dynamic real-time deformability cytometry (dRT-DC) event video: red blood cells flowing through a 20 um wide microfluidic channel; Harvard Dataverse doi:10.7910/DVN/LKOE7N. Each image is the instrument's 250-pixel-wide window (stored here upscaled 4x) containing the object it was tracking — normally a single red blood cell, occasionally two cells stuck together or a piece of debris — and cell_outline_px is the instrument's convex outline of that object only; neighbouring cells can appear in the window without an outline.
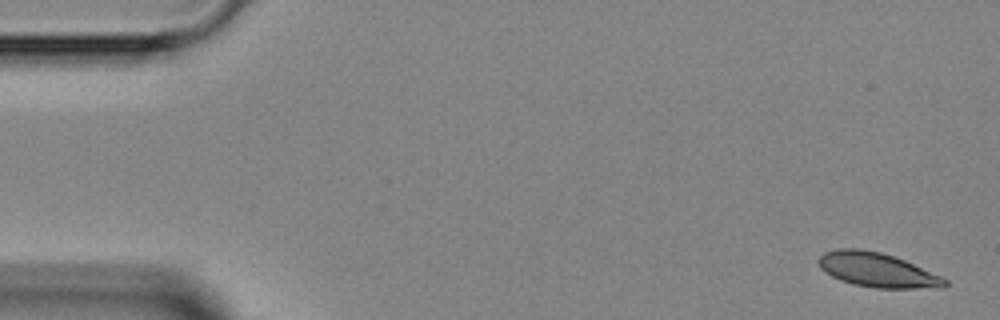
{"species": "Egyptian fruit bat (a non-hibernating species)", "species_latin": "Rousettus aegyptiacus", "temperature_condition": "room temperature", "stored_images_in_passage": 4, "camera_frame_rate_fps": 3000, "um_per_image_px": 0.085, "animal": {"sex": "female"}, "frame": {"image": 1, "passage_image": 1, "time_ms": 0.0, "image_size_px": [1000, 320], "cell_outline_px": [[948, 284], [944, 288], [876, 288], [852, 284], [840, 280], [824, 272], [820, 268], [816, 260], [824, 252], [840, 248], [860, 248], [880, 252], [904, 260], [940, 276], [948, 280]], "centroid_in_image_um": [74.53, 22.95], "position_along_channel_um": 10.5, "area_um2": 25.32}}
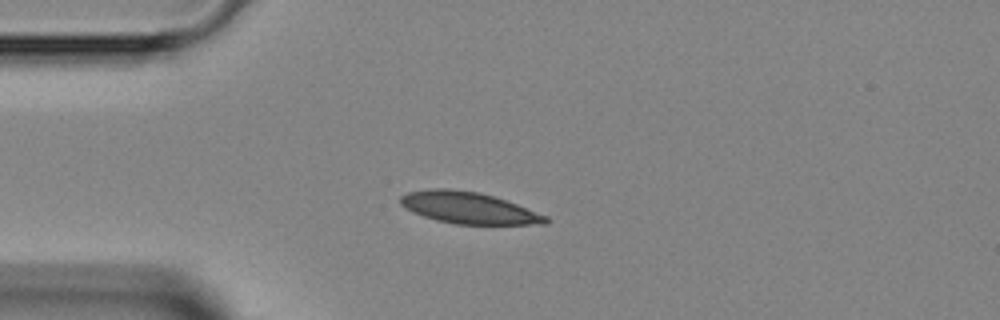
{"frame": {"image": 2, "passage_image": 3, "time_ms": 3.333, "image_size_px": [1000, 320], "cell_outline_px": [[548, 224], [452, 224], [436, 220], [412, 212], [400, 204], [400, 196], [408, 192], [436, 188], [448, 188], [476, 192], [492, 196], [516, 204], [548, 216]], "centroid_in_image_um": [39.81, 17.67], "position_along_channel_um": 45.2, "area_um2": 26.47}}